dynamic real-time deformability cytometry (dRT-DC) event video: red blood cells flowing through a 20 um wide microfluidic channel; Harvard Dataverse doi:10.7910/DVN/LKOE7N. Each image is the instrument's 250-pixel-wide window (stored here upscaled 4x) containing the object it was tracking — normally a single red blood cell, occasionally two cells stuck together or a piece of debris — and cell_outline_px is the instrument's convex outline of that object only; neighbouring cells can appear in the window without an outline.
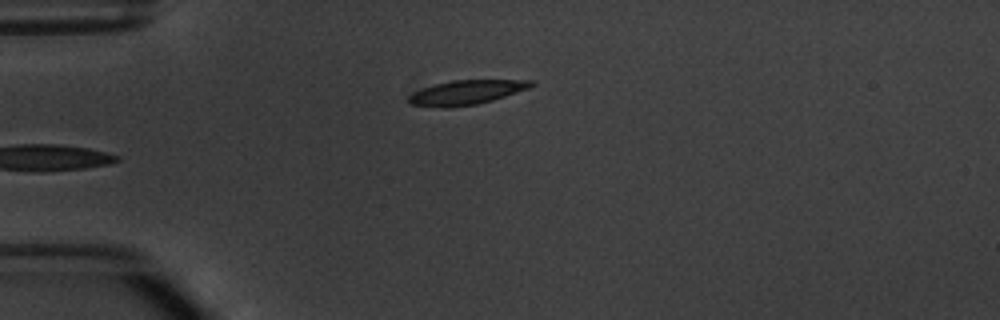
{"species": "common noctule bat (a hibernating species)", "species_latin": "Nyctalus noctula", "temperature_condition": "warm", "stored_images_in_passage": 3, "camera_frame_rate_fps": 3000, "um_per_image_px": 0.085, "animal": {"sex": "male", "body_mass_g": 20.1, "forearm_length_mm": 53.5}, "frame": {"image": 1, "passage_image": 3, "time_ms": 2.667, "image_size_px": [1000, 320], "cell_outline_px": [[536, 84], [528, 88], [492, 100], [476, 104], [448, 108], [444, 108], [412, 104], [408, 100], [408, 96], [424, 88], [436, 84], [452, 80], [532, 80]], "centroid_in_image_um": [39.66, 7.85], "position_along_channel_um": 45.3, "area_um2": 17.05}}